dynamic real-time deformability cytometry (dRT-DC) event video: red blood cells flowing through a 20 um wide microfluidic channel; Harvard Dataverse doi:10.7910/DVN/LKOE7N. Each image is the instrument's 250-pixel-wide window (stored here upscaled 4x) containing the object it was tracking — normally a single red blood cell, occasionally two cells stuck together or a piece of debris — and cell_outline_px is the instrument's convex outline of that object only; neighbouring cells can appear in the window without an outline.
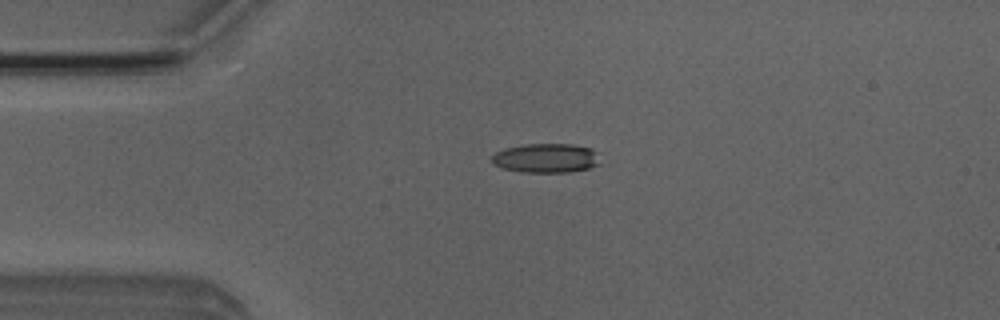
{"species": "Egyptian fruit bat (a non-hibernating species)", "species_latin": "Rousettus aegyptiacus", "temperature_condition": "room temperature", "stored_images_in_passage": 3, "camera_frame_rate_fps": 3000, "um_per_image_px": 0.085, "animal": {"sex": "male"}, "frame": {"image": 1, "passage_image": 3, "time_ms": 2.333, "image_size_px": [1000, 320], "cell_outline_px": [[600, 164], [588, 168], [568, 172], [520, 172], [500, 168], [492, 164], [492, 156], [496, 152], [504, 148], [524, 144], [572, 144], [592, 148], [596, 152]], "centroid_in_image_um": [46.38, 13.44], "position_along_channel_um": 38.6, "area_um2": 18.61}}